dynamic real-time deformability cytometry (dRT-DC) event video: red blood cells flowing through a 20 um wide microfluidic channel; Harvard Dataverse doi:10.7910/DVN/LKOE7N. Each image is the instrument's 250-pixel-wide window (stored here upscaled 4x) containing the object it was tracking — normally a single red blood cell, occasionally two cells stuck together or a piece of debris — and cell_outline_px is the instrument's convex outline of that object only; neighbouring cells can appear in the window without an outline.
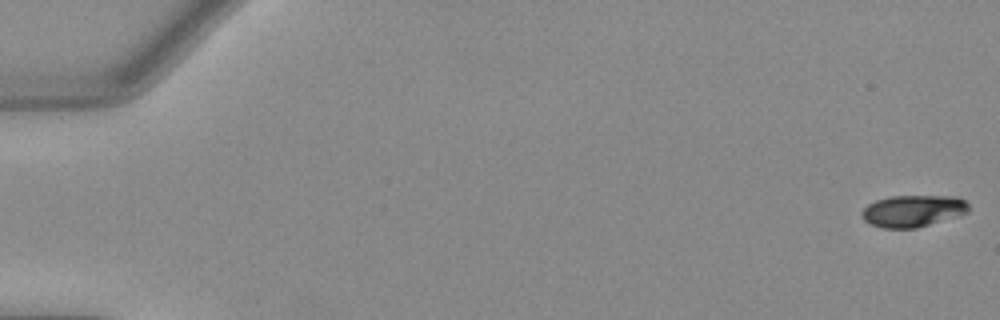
{"species": "Egyptian fruit bat (a non-hibernating species)", "species_latin": "Rousettus aegyptiacus", "temperature_condition": "warm", "stored_images_in_passage": 52, "camera_frame_rate_fps": 3000, "um_per_image_px": 0.085, "animal": {"sex": "female"}, "frame": {"image": 1, "passage_image": 1, "time_ms": 0.0, "image_size_px": [1000, 320], "cell_outline_px": [[968, 212], [916, 228], [880, 228], [864, 220], [860, 216], [860, 212], [868, 204], [876, 200], [892, 196], [960, 196], [968, 204]], "centroid_in_image_um": [77.56, 17.92], "position_along_channel_um": 7.4, "area_um2": 19.71}}
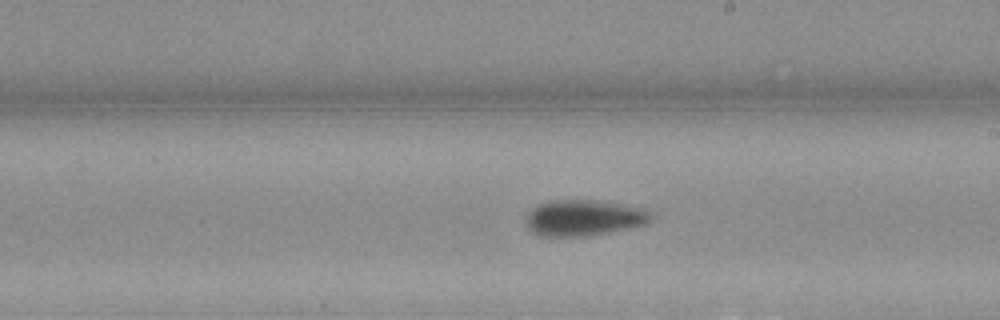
{"frame": {"image": 2, "passage_image": 31, "time_ms": 10.0, "image_size_px": [1000, 320], "cell_outline_px": [[648, 224], [592, 236], [540, 236], [532, 232], [528, 228], [528, 212], [536, 204], [548, 200], [600, 200], [648, 208]], "centroid_in_image_um": [49.62, 18.5], "position_along_channel_um": 239.4, "area_um2": 26.47}}
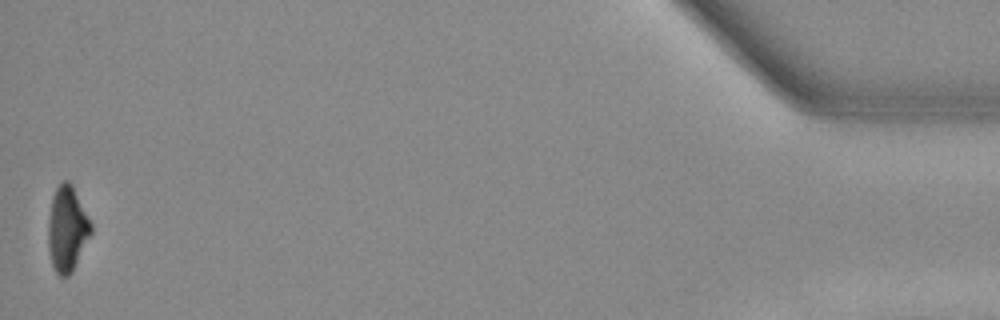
{"frame": {"image": 3, "passage_image": 52, "time_ms": 17.0, "image_size_px": [1000, 320], "cell_outline_px": [[92, 232], [72, 272], [68, 276], [60, 276], [56, 272], [52, 264], [48, 248], [48, 220], [52, 196], [60, 180], [68, 180], [72, 184], [92, 224]], "centroid_in_image_um": [5.7, 19.43], "position_along_channel_um": 429.5, "area_um2": 21.33}, "authors_computed_cell_mechanics": {"area_um2": 22.542, "velocity_mm_per_s": 3.9978, "shape_relaxation_time_tau1_ms": 2.5741, "shape_relaxation_time_tau2_ms": null, "deformation_change_tau1": 0.1839, "deformation_change_tau2": null}}